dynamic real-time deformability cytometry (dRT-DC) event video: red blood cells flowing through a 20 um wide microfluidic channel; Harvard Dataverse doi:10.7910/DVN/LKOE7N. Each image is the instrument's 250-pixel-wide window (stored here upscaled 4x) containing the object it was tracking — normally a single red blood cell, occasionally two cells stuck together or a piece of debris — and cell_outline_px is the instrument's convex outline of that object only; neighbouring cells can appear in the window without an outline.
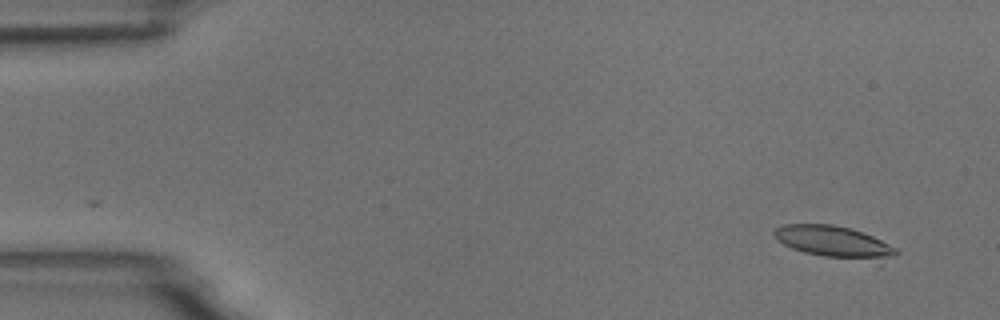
{"species": "common noctule bat (a hibernating species)", "species_latin": "Nyctalus noctula", "temperature_condition": "room temperature", "stored_images_in_passage": 8, "camera_frame_rate_fps": 3000, "um_per_image_px": 0.085, "animal": {"sex": "male", "body_mass_g": 18.8}, "frame": {"image": 1, "passage_image": 1, "time_ms": 0.0, "image_size_px": [1000, 320], "cell_outline_px": [[900, 252], [896, 256], [880, 268], [804, 252], [792, 248], [776, 240], [772, 232], [776, 228], [784, 224], [832, 224], [852, 228], [864, 232], [896, 248]], "centroid_in_image_um": [71.1, 20.68], "position_along_channel_um": 13.9, "area_um2": 24.39}}
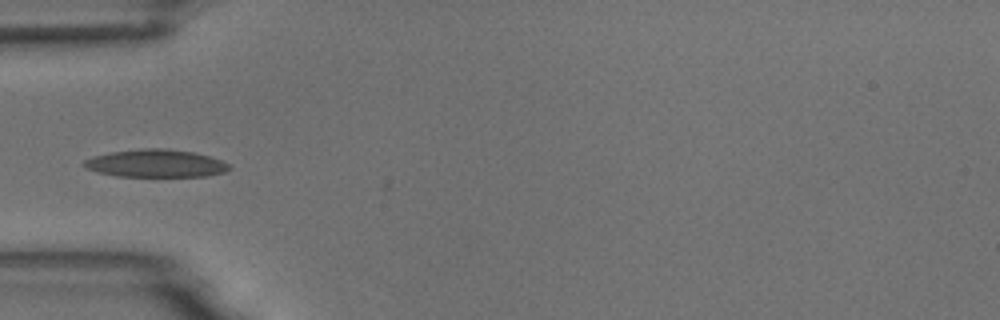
{"frame": {"image": 2, "passage_image": 5, "time_ms": 4.667, "image_size_px": [1000, 320], "cell_outline_px": [[232, 168], [224, 172], [208, 176], [116, 176], [96, 172], [84, 168], [80, 164], [84, 160], [92, 156], [112, 152], [144, 148], [164, 148], [196, 152], [220, 160], [228, 164]], "centroid_in_image_um": [13.2, 13.89], "position_along_channel_um": 71.8, "area_um2": 23.58}}